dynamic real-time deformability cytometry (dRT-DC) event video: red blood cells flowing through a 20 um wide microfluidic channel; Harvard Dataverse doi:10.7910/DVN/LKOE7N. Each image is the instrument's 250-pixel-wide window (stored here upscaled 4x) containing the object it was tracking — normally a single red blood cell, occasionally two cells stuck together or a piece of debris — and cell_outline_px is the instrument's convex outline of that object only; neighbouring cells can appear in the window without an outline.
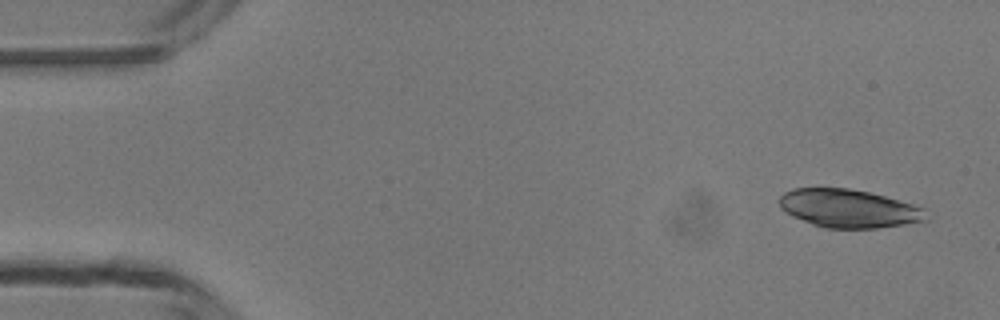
{"species": "common noctule bat (a hibernating species)", "species_latin": "Nyctalus noctula", "temperature_condition": "room temperature", "stored_images_in_passage": 5, "segment_of_instrument_passage": [1, 2], "camera_frame_rate_fps": 3000, "um_per_image_px": 0.085, "animal": {"sex": "male", "body_mass_g": 13.3}, "frame": {"image": 1, "passage_image": 1, "time_ms": 0.0, "image_size_px": [1000, 320], "cell_outline_px": [[928, 220], [904, 224], [876, 228], [824, 228], [812, 224], [792, 216], [784, 212], [780, 208], [780, 196], [784, 192], [792, 188], [848, 188], [868, 192], [884, 196], [912, 204], [924, 208]], "centroid_in_image_um": [72.11, 17.72], "position_along_channel_um": 12.9, "area_um2": 32.66}}